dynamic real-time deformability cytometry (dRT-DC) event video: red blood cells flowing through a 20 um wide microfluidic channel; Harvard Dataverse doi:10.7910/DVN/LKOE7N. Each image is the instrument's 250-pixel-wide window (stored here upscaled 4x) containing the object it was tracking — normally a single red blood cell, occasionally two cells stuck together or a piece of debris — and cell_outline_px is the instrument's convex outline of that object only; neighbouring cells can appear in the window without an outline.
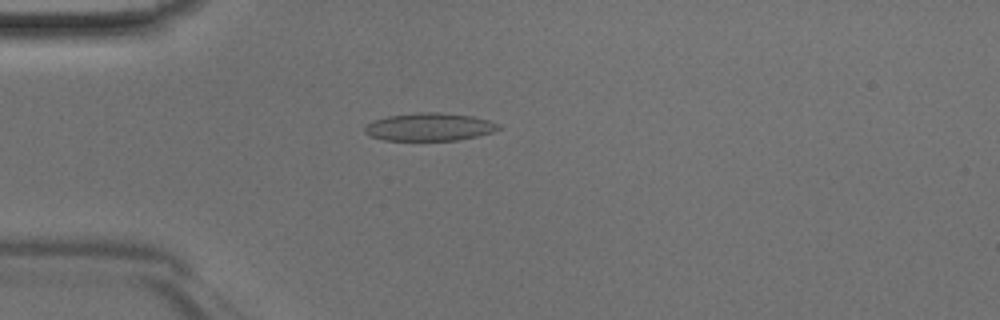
{"species": "Egyptian fruit bat (a non-hibernating species)", "species_latin": "Rousettus aegyptiacus", "temperature_condition": "room temperature", "stored_images_in_passage": 45, "camera_frame_rate_fps": 3000, "um_per_image_px": 0.085, "animal": {"sex": "male"}, "frame": {"image": 1, "passage_image": 12, "time_ms": 3.667, "image_size_px": [1000, 320], "cell_outline_px": [[500, 128], [492, 132], [476, 136], [456, 140], [384, 140], [368, 136], [364, 132], [364, 128], [372, 120], [388, 116], [416, 112], [436, 112], [472, 116], [488, 120], [500, 124]], "centroid_in_image_um": [36.46, 10.78], "position_along_channel_um": 48.5, "area_um2": 21.68}}
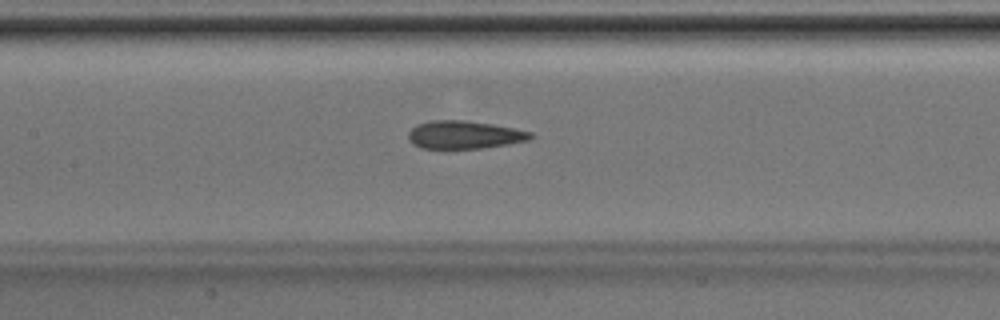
{"frame": {"image": 2, "passage_image": 21, "time_ms": 6.667, "image_size_px": [1000, 320], "cell_outline_px": [[536, 136], [528, 140], [480, 148], [420, 148], [412, 144], [408, 140], [408, 132], [416, 124], [432, 120], [464, 120], [492, 124], [532, 132]], "centroid_in_image_um": [39.42, 11.45], "position_along_channel_um": 168.0, "area_um2": 19.83}}
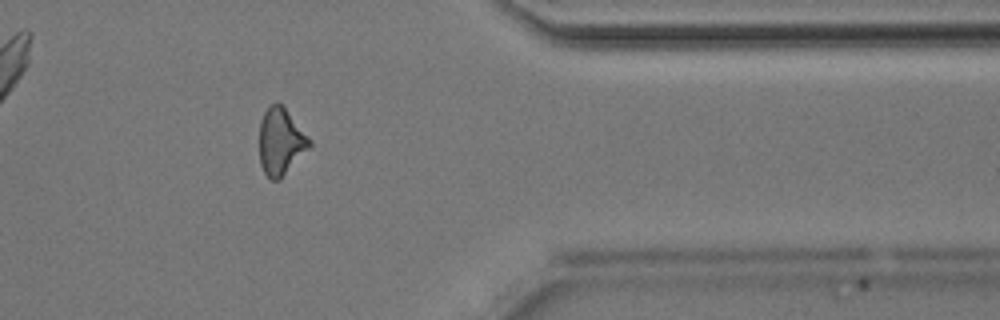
{"frame": {"image": 3, "passage_image": 37, "time_ms": 12.0, "image_size_px": [1000, 320], "cell_outline_px": [[312, 144], [280, 180], [272, 180], [264, 172], [260, 164], [260, 120], [264, 112], [272, 104], [284, 104], [312, 140]], "centroid_in_image_um": [23.88, 12.01], "position_along_channel_um": 387.5, "area_um2": 19.59}}